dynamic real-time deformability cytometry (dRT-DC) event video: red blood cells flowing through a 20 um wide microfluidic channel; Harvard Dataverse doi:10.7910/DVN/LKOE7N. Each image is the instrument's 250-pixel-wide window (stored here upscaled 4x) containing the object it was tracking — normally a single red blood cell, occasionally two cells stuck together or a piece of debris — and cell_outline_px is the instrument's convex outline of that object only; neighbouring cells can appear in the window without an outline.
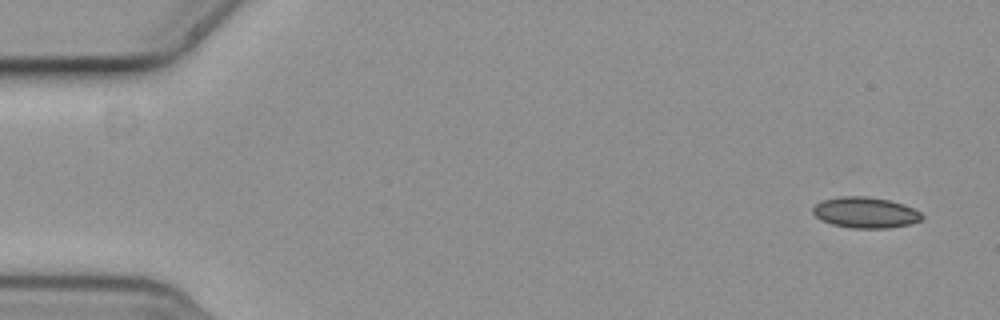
{"species": "common noctule bat (a hibernating species)", "species_latin": "Nyctalus noctula", "temperature_condition": "cold", "stored_images_in_passage": 6, "camera_frame_rate_fps": 3000, "um_per_image_px": 0.085, "animal": {"sex": "female", "body_mass_g": 19.3, "forearm_length_mm": 54.1}, "frame": {"image": 1, "passage_image": 1, "time_ms": 0.0, "image_size_px": [1000, 320], "cell_outline_px": [[924, 216], [920, 220], [912, 224], [888, 228], [852, 228], [832, 224], [820, 220], [812, 212], [812, 208], [816, 204], [824, 200], [844, 196], [864, 196], [888, 200], [904, 204], [920, 212]], "centroid_in_image_um": [73.57, 18.07], "position_along_channel_um": 11.4, "area_um2": 19.54}}
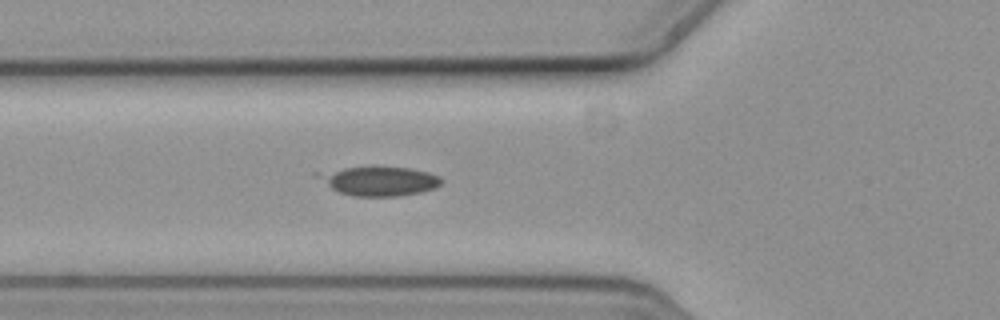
{"frame": {"image": 2, "passage_image": 6, "time_ms": 1.667, "image_size_px": [1000, 320], "cell_outline_px": [[444, 180], [436, 188], [420, 192], [400, 196], [352, 196], [340, 192], [332, 188], [312, 176], [312, 172], [372, 164], [408, 168], [428, 172], [440, 176]], "centroid_in_image_um": [32.16, 15.34], "position_along_channel_um": 93.6, "area_um2": 21.91}}